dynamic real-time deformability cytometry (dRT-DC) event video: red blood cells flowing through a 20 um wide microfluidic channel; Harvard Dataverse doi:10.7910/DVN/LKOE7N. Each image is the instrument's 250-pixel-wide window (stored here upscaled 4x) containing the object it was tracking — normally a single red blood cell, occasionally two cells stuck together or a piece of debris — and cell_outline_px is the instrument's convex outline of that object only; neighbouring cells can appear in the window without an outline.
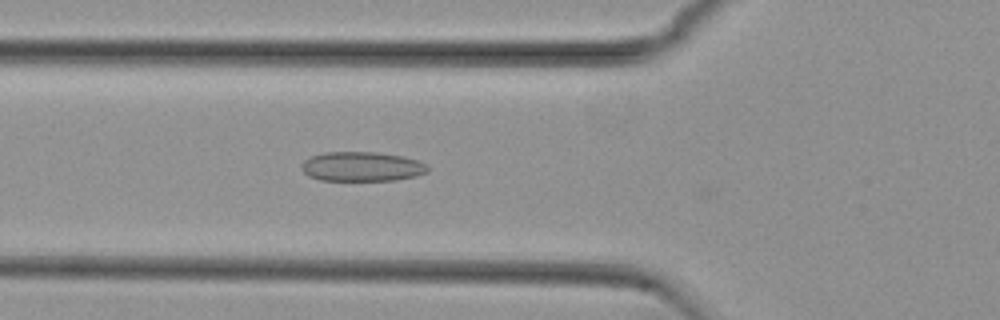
{"species": "common noctule bat (a hibernating species)", "species_latin": "Nyctalus noctula", "temperature_condition": "cold", "stored_images_in_passage": 38, "camera_frame_rate_fps": 3000, "um_per_image_px": 0.085, "animal": {"sex": "female", "body_mass_g": 29.2, "forearm_length_mm": 56.3}, "frame": {"image": 1, "passage_image": 3, "time_ms": 0.667, "image_size_px": [1000, 320], "cell_outline_px": [[428, 172], [416, 176], [396, 180], [320, 180], [308, 176], [300, 168], [300, 164], [304, 160], [312, 156], [324, 152], [376, 152], [404, 156], [420, 160], [428, 164]], "centroid_in_image_um": [30.78, 14.15], "position_along_channel_um": 95.0, "area_um2": 21.96}}
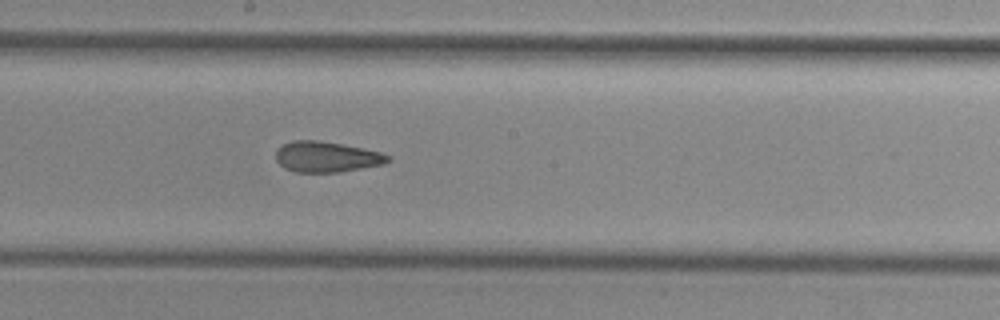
{"frame": {"image": 2, "passage_image": 13, "time_ms": 4.0, "image_size_px": [1000, 320], "cell_outline_px": [[392, 160], [384, 164], [340, 172], [296, 172], [284, 168], [276, 160], [276, 148], [292, 140], [320, 140], [364, 148], [380, 152], [392, 156]], "centroid_in_image_um": [27.78, 13.32], "position_along_channel_um": 220.4, "area_um2": 20.23}}
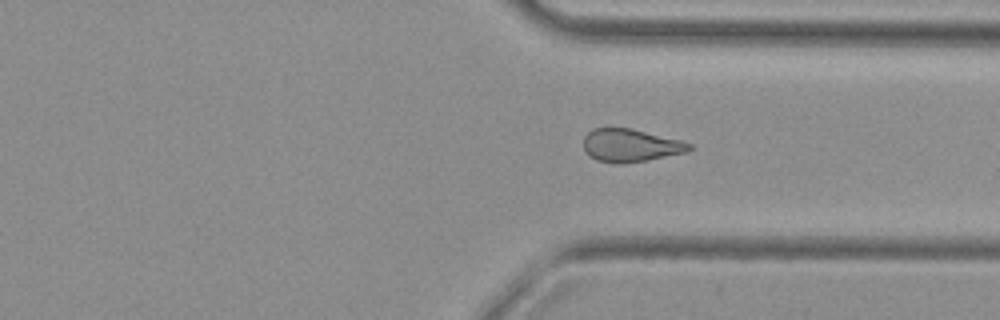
{"frame": {"image": 3, "passage_image": 24, "time_ms": 7.667, "image_size_px": [1000, 320], "cell_outline_px": [[692, 148], [688, 152], [648, 160], [624, 164], [616, 164], [596, 160], [588, 156], [584, 152], [584, 136], [592, 128], [632, 128], [680, 140], [692, 144]], "centroid_in_image_um": [53.58, 12.37], "position_along_channel_um": 357.8, "area_um2": 20.58}, "authors_computed_cell_mechanics": {"area_um2": 20.6346, "velocity_mm_per_s": 3.7475, "shape_relaxation_time_tau1_ms": null, "shape_relaxation_time_tau2_ms": 3.1598, "deformation_change_tau1": null, "deformation_change_tau2": 0.1115}}